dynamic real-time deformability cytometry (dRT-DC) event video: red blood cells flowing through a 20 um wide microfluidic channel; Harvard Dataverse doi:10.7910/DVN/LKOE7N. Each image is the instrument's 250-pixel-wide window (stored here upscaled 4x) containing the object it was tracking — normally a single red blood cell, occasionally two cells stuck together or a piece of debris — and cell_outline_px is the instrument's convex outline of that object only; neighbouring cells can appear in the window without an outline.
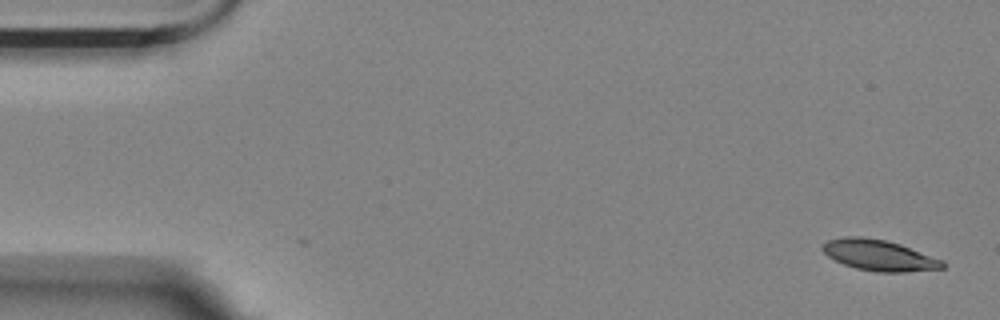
{"species": "Egyptian fruit bat (a non-hibernating species)", "species_latin": "Rousettus aegyptiacus", "temperature_condition": "room temperature", "stored_images_in_passage": 6, "segment_of_instrument_passage": [1, 2], "camera_frame_rate_fps": 3000, "um_per_image_px": 0.085, "animal": {"sex": "female"}, "frame": {"image": 1, "passage_image": 1, "time_ms": 0.0, "image_size_px": [1000, 320], "cell_outline_px": [[944, 268], [904, 272], [876, 272], [856, 268], [844, 264], [828, 256], [820, 248], [820, 244], [828, 240], [844, 236], [860, 236], [884, 240], [900, 244], [944, 260]], "centroid_in_image_um": [74.7, 21.69], "position_along_channel_um": 10.3, "area_um2": 21.62}}
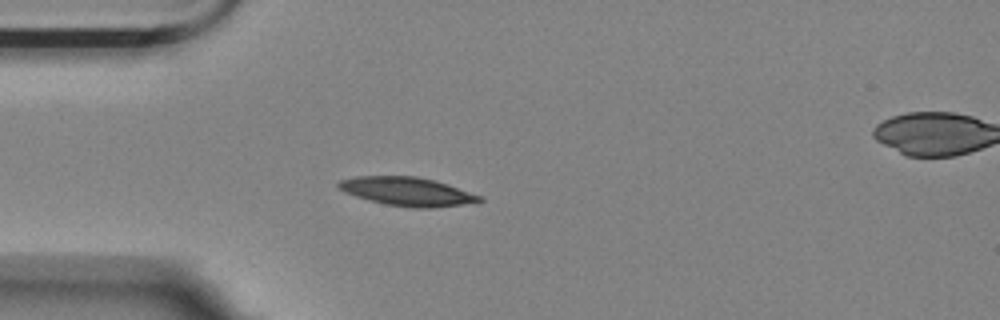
{"frame": {"image": 2, "passage_image": 5, "time_ms": 4.333, "image_size_px": [1000, 320], "cell_outline_px": [[484, 200], [480, 204], [432, 208], [412, 208], [384, 204], [368, 200], [344, 192], [336, 184], [340, 180], [356, 176], [416, 176], [448, 184], [480, 196]], "centroid_in_image_um": [34.68, 16.3], "position_along_channel_um": 50.3, "area_um2": 23.81}}